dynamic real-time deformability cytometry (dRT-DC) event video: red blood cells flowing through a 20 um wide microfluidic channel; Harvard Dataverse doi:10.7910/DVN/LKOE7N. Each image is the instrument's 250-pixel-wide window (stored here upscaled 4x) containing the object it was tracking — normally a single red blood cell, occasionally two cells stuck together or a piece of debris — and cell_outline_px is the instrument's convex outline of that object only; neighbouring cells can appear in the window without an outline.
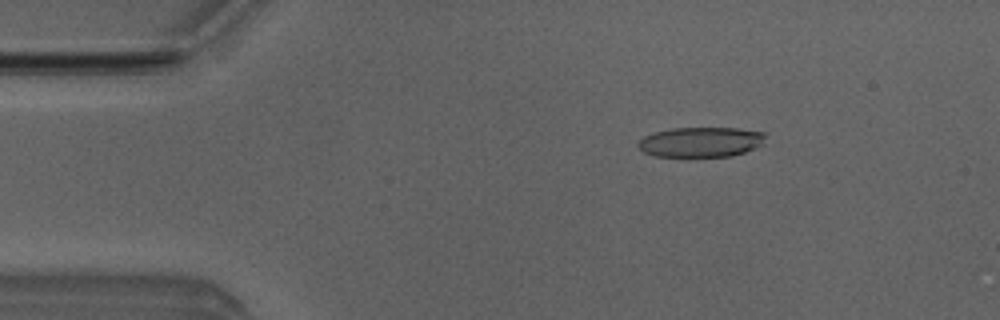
{"species": "Egyptian fruit bat (a non-hibernating species)", "species_latin": "Rousettus aegyptiacus", "temperature_condition": "room temperature", "stored_images_in_passage": 6, "camera_frame_rate_fps": 3000, "um_per_image_px": 0.085, "animal": {"sex": "male"}, "frame": {"image": 1, "passage_image": 3, "time_ms": 2.0, "image_size_px": [1000, 320], "cell_outline_px": [[764, 144], [744, 152], [732, 156], [656, 156], [644, 152], [636, 144], [644, 136], [656, 132], [672, 128], [736, 128], [764, 132]], "centroid_in_image_um": [59.58, 12.07], "position_along_channel_um": 25.4, "area_um2": 22.08}}